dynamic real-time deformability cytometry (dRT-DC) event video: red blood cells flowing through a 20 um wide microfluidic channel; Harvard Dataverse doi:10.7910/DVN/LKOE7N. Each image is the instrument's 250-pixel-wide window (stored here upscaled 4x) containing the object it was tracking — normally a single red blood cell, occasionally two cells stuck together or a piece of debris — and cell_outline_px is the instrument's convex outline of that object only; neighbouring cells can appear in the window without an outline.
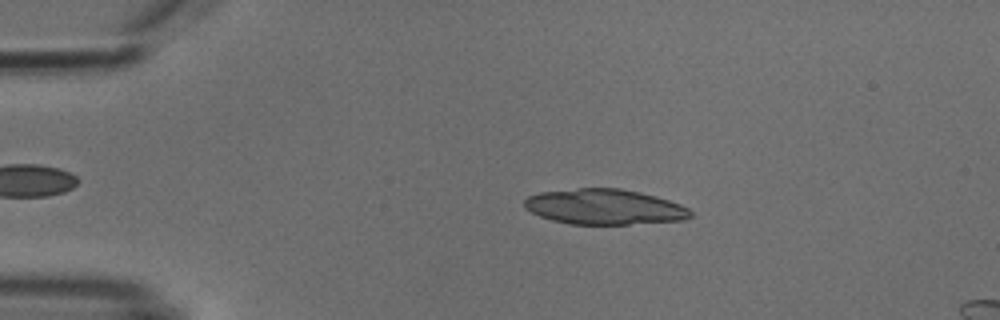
{"species": "common noctule bat (a hibernating species)", "species_latin": "Nyctalus noctula", "temperature_condition": "cold", "stored_images_in_passage": 3, "camera_frame_rate_fps": 3000, "um_per_image_px": 0.085, "animal": {"sex": "male", "body_mass_g": 18.8}, "frame": {"image": 1, "passage_image": 2, "time_ms": 1.333, "image_size_px": [1000, 320], "cell_outline_px": [[692, 216], [684, 220], [628, 224], [568, 224], [552, 220], [540, 216], [524, 208], [524, 200], [528, 196], [540, 192], [576, 188], [620, 188], [640, 192], [656, 196], [680, 204], [688, 208], [692, 212]], "centroid_in_image_um": [51.37, 17.58], "position_along_channel_um": 33.6, "area_um2": 34.33}}